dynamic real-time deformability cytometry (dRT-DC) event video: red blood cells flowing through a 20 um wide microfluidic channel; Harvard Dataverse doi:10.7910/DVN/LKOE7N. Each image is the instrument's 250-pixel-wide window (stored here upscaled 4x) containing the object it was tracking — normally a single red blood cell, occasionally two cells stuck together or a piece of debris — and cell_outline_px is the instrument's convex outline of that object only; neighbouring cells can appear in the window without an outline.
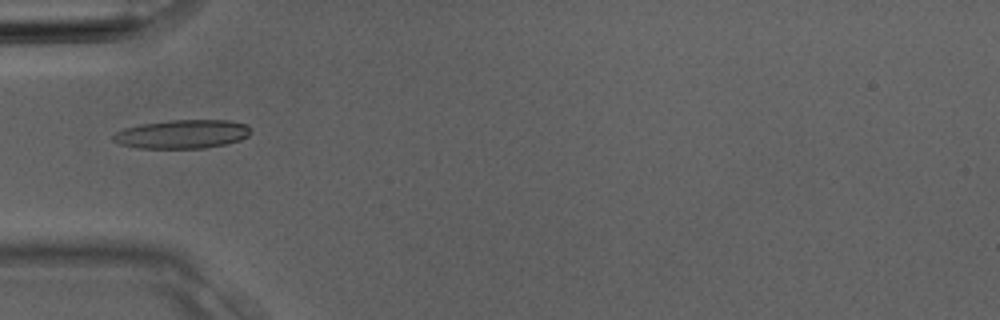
{"species": "Egyptian fruit bat (a non-hibernating species)", "species_latin": "Rousettus aegyptiacus", "temperature_condition": "room temperature", "stored_images_in_passage": 4, "camera_frame_rate_fps": 3000, "um_per_image_px": 0.085, "animal": {"sex": "male"}, "frame": {"image": 1, "passage_image": 4, "time_ms": 1.0, "image_size_px": [1000, 320], "cell_outline_px": [[252, 132], [248, 136], [240, 140], [224, 144], [204, 148], [140, 148], [120, 144], [112, 140], [112, 136], [116, 132], [124, 128], [140, 124], [168, 120], [228, 120], [248, 124], [252, 128]], "centroid_in_image_um": [15.52, 11.39], "position_along_channel_um": 69.5, "area_um2": 23.18}}